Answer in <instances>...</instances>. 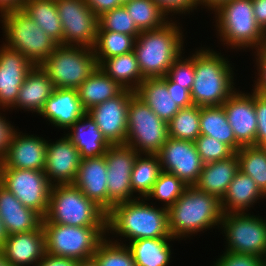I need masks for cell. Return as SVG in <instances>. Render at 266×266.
<instances>
[{
    "mask_svg": "<svg viewBox=\"0 0 266 266\" xmlns=\"http://www.w3.org/2000/svg\"><path fill=\"white\" fill-rule=\"evenodd\" d=\"M140 198L119 203L107 213V234L129 238H172L168 228V210L156 208Z\"/></svg>",
    "mask_w": 266,
    "mask_h": 266,
    "instance_id": "obj_1",
    "label": "cell"
},
{
    "mask_svg": "<svg viewBox=\"0 0 266 266\" xmlns=\"http://www.w3.org/2000/svg\"><path fill=\"white\" fill-rule=\"evenodd\" d=\"M167 210L168 228L174 239L219 227L223 215L220 200L194 186H188Z\"/></svg>",
    "mask_w": 266,
    "mask_h": 266,
    "instance_id": "obj_2",
    "label": "cell"
},
{
    "mask_svg": "<svg viewBox=\"0 0 266 266\" xmlns=\"http://www.w3.org/2000/svg\"><path fill=\"white\" fill-rule=\"evenodd\" d=\"M161 28L141 31L134 44L139 69L144 78L164 77L173 62L182 54L183 32L176 22Z\"/></svg>",
    "mask_w": 266,
    "mask_h": 266,
    "instance_id": "obj_3",
    "label": "cell"
},
{
    "mask_svg": "<svg viewBox=\"0 0 266 266\" xmlns=\"http://www.w3.org/2000/svg\"><path fill=\"white\" fill-rule=\"evenodd\" d=\"M219 54L210 48H202L195 53V78L191 98L196 106L223 105L235 92L231 64Z\"/></svg>",
    "mask_w": 266,
    "mask_h": 266,
    "instance_id": "obj_4",
    "label": "cell"
},
{
    "mask_svg": "<svg viewBox=\"0 0 266 266\" xmlns=\"http://www.w3.org/2000/svg\"><path fill=\"white\" fill-rule=\"evenodd\" d=\"M43 222L68 226H107V213L73 184L51 187Z\"/></svg>",
    "mask_w": 266,
    "mask_h": 266,
    "instance_id": "obj_5",
    "label": "cell"
},
{
    "mask_svg": "<svg viewBox=\"0 0 266 266\" xmlns=\"http://www.w3.org/2000/svg\"><path fill=\"white\" fill-rule=\"evenodd\" d=\"M213 11L217 17V32L224 44L233 49H258L265 32L256 22L252 0H225Z\"/></svg>",
    "mask_w": 266,
    "mask_h": 266,
    "instance_id": "obj_6",
    "label": "cell"
},
{
    "mask_svg": "<svg viewBox=\"0 0 266 266\" xmlns=\"http://www.w3.org/2000/svg\"><path fill=\"white\" fill-rule=\"evenodd\" d=\"M46 252L77 261L93 258L107 226H68L43 222Z\"/></svg>",
    "mask_w": 266,
    "mask_h": 266,
    "instance_id": "obj_7",
    "label": "cell"
},
{
    "mask_svg": "<svg viewBox=\"0 0 266 266\" xmlns=\"http://www.w3.org/2000/svg\"><path fill=\"white\" fill-rule=\"evenodd\" d=\"M5 35L6 47L19 51L35 66L40 65L54 51L58 44L50 38L22 10L0 15Z\"/></svg>",
    "mask_w": 266,
    "mask_h": 266,
    "instance_id": "obj_8",
    "label": "cell"
},
{
    "mask_svg": "<svg viewBox=\"0 0 266 266\" xmlns=\"http://www.w3.org/2000/svg\"><path fill=\"white\" fill-rule=\"evenodd\" d=\"M55 88L77 89L98 67L93 48L58 45L41 64Z\"/></svg>",
    "mask_w": 266,
    "mask_h": 266,
    "instance_id": "obj_9",
    "label": "cell"
},
{
    "mask_svg": "<svg viewBox=\"0 0 266 266\" xmlns=\"http://www.w3.org/2000/svg\"><path fill=\"white\" fill-rule=\"evenodd\" d=\"M168 137V123L134 94L128 107L125 144L139 154H157Z\"/></svg>",
    "mask_w": 266,
    "mask_h": 266,
    "instance_id": "obj_10",
    "label": "cell"
},
{
    "mask_svg": "<svg viewBox=\"0 0 266 266\" xmlns=\"http://www.w3.org/2000/svg\"><path fill=\"white\" fill-rule=\"evenodd\" d=\"M227 252L251 254L266 261V220L245 212L222 215Z\"/></svg>",
    "mask_w": 266,
    "mask_h": 266,
    "instance_id": "obj_11",
    "label": "cell"
},
{
    "mask_svg": "<svg viewBox=\"0 0 266 266\" xmlns=\"http://www.w3.org/2000/svg\"><path fill=\"white\" fill-rule=\"evenodd\" d=\"M0 184L24 206L46 215L52 185L44 171L0 167Z\"/></svg>",
    "mask_w": 266,
    "mask_h": 266,
    "instance_id": "obj_12",
    "label": "cell"
},
{
    "mask_svg": "<svg viewBox=\"0 0 266 266\" xmlns=\"http://www.w3.org/2000/svg\"><path fill=\"white\" fill-rule=\"evenodd\" d=\"M63 28L61 45L93 48L98 30V17L85 0H56Z\"/></svg>",
    "mask_w": 266,
    "mask_h": 266,
    "instance_id": "obj_13",
    "label": "cell"
},
{
    "mask_svg": "<svg viewBox=\"0 0 266 266\" xmlns=\"http://www.w3.org/2000/svg\"><path fill=\"white\" fill-rule=\"evenodd\" d=\"M138 152L126 144L110 145L105 159L107 164L108 212L114 205L132 201L131 172ZM134 197V198H132Z\"/></svg>",
    "mask_w": 266,
    "mask_h": 266,
    "instance_id": "obj_14",
    "label": "cell"
},
{
    "mask_svg": "<svg viewBox=\"0 0 266 266\" xmlns=\"http://www.w3.org/2000/svg\"><path fill=\"white\" fill-rule=\"evenodd\" d=\"M161 171L176 175L187 186H194L203 167L194 142L168 137L157 153Z\"/></svg>",
    "mask_w": 266,
    "mask_h": 266,
    "instance_id": "obj_15",
    "label": "cell"
},
{
    "mask_svg": "<svg viewBox=\"0 0 266 266\" xmlns=\"http://www.w3.org/2000/svg\"><path fill=\"white\" fill-rule=\"evenodd\" d=\"M135 91L124 89L119 95L95 105L87 114L95 121L110 145L125 144L130 98Z\"/></svg>",
    "mask_w": 266,
    "mask_h": 266,
    "instance_id": "obj_16",
    "label": "cell"
},
{
    "mask_svg": "<svg viewBox=\"0 0 266 266\" xmlns=\"http://www.w3.org/2000/svg\"><path fill=\"white\" fill-rule=\"evenodd\" d=\"M222 106L236 137L237 151L244 146H255L257 134L255 91L252 95L235 91Z\"/></svg>",
    "mask_w": 266,
    "mask_h": 266,
    "instance_id": "obj_17",
    "label": "cell"
},
{
    "mask_svg": "<svg viewBox=\"0 0 266 266\" xmlns=\"http://www.w3.org/2000/svg\"><path fill=\"white\" fill-rule=\"evenodd\" d=\"M2 46L0 47V108L12 109L25 77L35 65L19 51Z\"/></svg>",
    "mask_w": 266,
    "mask_h": 266,
    "instance_id": "obj_18",
    "label": "cell"
},
{
    "mask_svg": "<svg viewBox=\"0 0 266 266\" xmlns=\"http://www.w3.org/2000/svg\"><path fill=\"white\" fill-rule=\"evenodd\" d=\"M48 142L44 168L48 181L52 186L73 184L81 160L79 151L67 136Z\"/></svg>",
    "mask_w": 266,
    "mask_h": 266,
    "instance_id": "obj_19",
    "label": "cell"
},
{
    "mask_svg": "<svg viewBox=\"0 0 266 266\" xmlns=\"http://www.w3.org/2000/svg\"><path fill=\"white\" fill-rule=\"evenodd\" d=\"M21 133L14 132L0 167L44 171L47 140Z\"/></svg>",
    "mask_w": 266,
    "mask_h": 266,
    "instance_id": "obj_20",
    "label": "cell"
},
{
    "mask_svg": "<svg viewBox=\"0 0 266 266\" xmlns=\"http://www.w3.org/2000/svg\"><path fill=\"white\" fill-rule=\"evenodd\" d=\"M0 249L10 266L31 264L36 266L46 253L43 227L30 232L8 235Z\"/></svg>",
    "mask_w": 266,
    "mask_h": 266,
    "instance_id": "obj_21",
    "label": "cell"
},
{
    "mask_svg": "<svg viewBox=\"0 0 266 266\" xmlns=\"http://www.w3.org/2000/svg\"><path fill=\"white\" fill-rule=\"evenodd\" d=\"M73 185L108 213L107 164L104 155L81 159Z\"/></svg>",
    "mask_w": 266,
    "mask_h": 266,
    "instance_id": "obj_22",
    "label": "cell"
},
{
    "mask_svg": "<svg viewBox=\"0 0 266 266\" xmlns=\"http://www.w3.org/2000/svg\"><path fill=\"white\" fill-rule=\"evenodd\" d=\"M86 113L78 97L77 89L55 88L39 115L55 127L69 130Z\"/></svg>",
    "mask_w": 266,
    "mask_h": 266,
    "instance_id": "obj_23",
    "label": "cell"
},
{
    "mask_svg": "<svg viewBox=\"0 0 266 266\" xmlns=\"http://www.w3.org/2000/svg\"><path fill=\"white\" fill-rule=\"evenodd\" d=\"M0 217L8 235L37 230L43 216L24 206L10 191L0 184Z\"/></svg>",
    "mask_w": 266,
    "mask_h": 266,
    "instance_id": "obj_24",
    "label": "cell"
},
{
    "mask_svg": "<svg viewBox=\"0 0 266 266\" xmlns=\"http://www.w3.org/2000/svg\"><path fill=\"white\" fill-rule=\"evenodd\" d=\"M135 95L161 119L168 123L181 109L171 92V80L167 77L145 78Z\"/></svg>",
    "mask_w": 266,
    "mask_h": 266,
    "instance_id": "obj_25",
    "label": "cell"
},
{
    "mask_svg": "<svg viewBox=\"0 0 266 266\" xmlns=\"http://www.w3.org/2000/svg\"><path fill=\"white\" fill-rule=\"evenodd\" d=\"M238 170L236 153L229 158L204 164L194 187L221 200Z\"/></svg>",
    "mask_w": 266,
    "mask_h": 266,
    "instance_id": "obj_26",
    "label": "cell"
},
{
    "mask_svg": "<svg viewBox=\"0 0 266 266\" xmlns=\"http://www.w3.org/2000/svg\"><path fill=\"white\" fill-rule=\"evenodd\" d=\"M55 87L47 73L40 65L34 66L25 77L20 87L17 101L13 108H21L38 114L42 111L45 102L52 95ZM29 109V110H28Z\"/></svg>",
    "mask_w": 266,
    "mask_h": 266,
    "instance_id": "obj_27",
    "label": "cell"
},
{
    "mask_svg": "<svg viewBox=\"0 0 266 266\" xmlns=\"http://www.w3.org/2000/svg\"><path fill=\"white\" fill-rule=\"evenodd\" d=\"M66 136L79 151L81 159L106 154L110 144L106 141L95 121L87 113L77 120Z\"/></svg>",
    "mask_w": 266,
    "mask_h": 266,
    "instance_id": "obj_28",
    "label": "cell"
},
{
    "mask_svg": "<svg viewBox=\"0 0 266 266\" xmlns=\"http://www.w3.org/2000/svg\"><path fill=\"white\" fill-rule=\"evenodd\" d=\"M264 195L252 177L238 170L225 195L220 200L222 213L245 212L257 200L265 198Z\"/></svg>",
    "mask_w": 266,
    "mask_h": 266,
    "instance_id": "obj_29",
    "label": "cell"
},
{
    "mask_svg": "<svg viewBox=\"0 0 266 266\" xmlns=\"http://www.w3.org/2000/svg\"><path fill=\"white\" fill-rule=\"evenodd\" d=\"M125 88L99 67L77 88L83 108L88 111L108 99L119 95Z\"/></svg>",
    "mask_w": 266,
    "mask_h": 266,
    "instance_id": "obj_30",
    "label": "cell"
},
{
    "mask_svg": "<svg viewBox=\"0 0 266 266\" xmlns=\"http://www.w3.org/2000/svg\"><path fill=\"white\" fill-rule=\"evenodd\" d=\"M98 67L123 88L135 91L145 79L134 51L104 59Z\"/></svg>",
    "mask_w": 266,
    "mask_h": 266,
    "instance_id": "obj_31",
    "label": "cell"
},
{
    "mask_svg": "<svg viewBox=\"0 0 266 266\" xmlns=\"http://www.w3.org/2000/svg\"><path fill=\"white\" fill-rule=\"evenodd\" d=\"M22 11L58 45L63 39V28L58 14L56 0H26Z\"/></svg>",
    "mask_w": 266,
    "mask_h": 266,
    "instance_id": "obj_32",
    "label": "cell"
},
{
    "mask_svg": "<svg viewBox=\"0 0 266 266\" xmlns=\"http://www.w3.org/2000/svg\"><path fill=\"white\" fill-rule=\"evenodd\" d=\"M174 238H145L129 242L127 246L136 266H167L171 258L168 241Z\"/></svg>",
    "mask_w": 266,
    "mask_h": 266,
    "instance_id": "obj_33",
    "label": "cell"
},
{
    "mask_svg": "<svg viewBox=\"0 0 266 266\" xmlns=\"http://www.w3.org/2000/svg\"><path fill=\"white\" fill-rule=\"evenodd\" d=\"M200 132L216 138L237 152V140L222 105L200 107Z\"/></svg>",
    "mask_w": 266,
    "mask_h": 266,
    "instance_id": "obj_34",
    "label": "cell"
},
{
    "mask_svg": "<svg viewBox=\"0 0 266 266\" xmlns=\"http://www.w3.org/2000/svg\"><path fill=\"white\" fill-rule=\"evenodd\" d=\"M136 157L131 172V187L133 193H139V198H146L152 191L154 183L161 172V165L157 154H144Z\"/></svg>",
    "mask_w": 266,
    "mask_h": 266,
    "instance_id": "obj_35",
    "label": "cell"
},
{
    "mask_svg": "<svg viewBox=\"0 0 266 266\" xmlns=\"http://www.w3.org/2000/svg\"><path fill=\"white\" fill-rule=\"evenodd\" d=\"M123 5L140 31L161 28L169 22L167 14L153 0H130Z\"/></svg>",
    "mask_w": 266,
    "mask_h": 266,
    "instance_id": "obj_36",
    "label": "cell"
},
{
    "mask_svg": "<svg viewBox=\"0 0 266 266\" xmlns=\"http://www.w3.org/2000/svg\"><path fill=\"white\" fill-rule=\"evenodd\" d=\"M136 38L131 35L114 31H97L93 46L97 65L104 59L130 53L134 50Z\"/></svg>",
    "mask_w": 266,
    "mask_h": 266,
    "instance_id": "obj_37",
    "label": "cell"
},
{
    "mask_svg": "<svg viewBox=\"0 0 266 266\" xmlns=\"http://www.w3.org/2000/svg\"><path fill=\"white\" fill-rule=\"evenodd\" d=\"M236 155L239 170L252 177L259 189L266 193V149L263 146L241 147Z\"/></svg>",
    "mask_w": 266,
    "mask_h": 266,
    "instance_id": "obj_38",
    "label": "cell"
},
{
    "mask_svg": "<svg viewBox=\"0 0 266 266\" xmlns=\"http://www.w3.org/2000/svg\"><path fill=\"white\" fill-rule=\"evenodd\" d=\"M200 132V106L181 108L168 122V136L194 142Z\"/></svg>",
    "mask_w": 266,
    "mask_h": 266,
    "instance_id": "obj_39",
    "label": "cell"
},
{
    "mask_svg": "<svg viewBox=\"0 0 266 266\" xmlns=\"http://www.w3.org/2000/svg\"><path fill=\"white\" fill-rule=\"evenodd\" d=\"M106 238L100 242L93 256L99 266H136L127 245Z\"/></svg>",
    "mask_w": 266,
    "mask_h": 266,
    "instance_id": "obj_40",
    "label": "cell"
},
{
    "mask_svg": "<svg viewBox=\"0 0 266 266\" xmlns=\"http://www.w3.org/2000/svg\"><path fill=\"white\" fill-rule=\"evenodd\" d=\"M187 187L176 175L161 171L152 191L145 200L147 201L148 199L149 201L153 197L161 202L163 201L165 203L163 207L168 209L184 193Z\"/></svg>",
    "mask_w": 266,
    "mask_h": 266,
    "instance_id": "obj_41",
    "label": "cell"
},
{
    "mask_svg": "<svg viewBox=\"0 0 266 266\" xmlns=\"http://www.w3.org/2000/svg\"><path fill=\"white\" fill-rule=\"evenodd\" d=\"M98 25L97 31H114L131 35L135 38H137L141 32L131 19L130 14L123 4L99 16Z\"/></svg>",
    "mask_w": 266,
    "mask_h": 266,
    "instance_id": "obj_42",
    "label": "cell"
},
{
    "mask_svg": "<svg viewBox=\"0 0 266 266\" xmlns=\"http://www.w3.org/2000/svg\"><path fill=\"white\" fill-rule=\"evenodd\" d=\"M194 144L203 164L229 158L235 153L227 144L203 134L194 141Z\"/></svg>",
    "mask_w": 266,
    "mask_h": 266,
    "instance_id": "obj_43",
    "label": "cell"
},
{
    "mask_svg": "<svg viewBox=\"0 0 266 266\" xmlns=\"http://www.w3.org/2000/svg\"><path fill=\"white\" fill-rule=\"evenodd\" d=\"M181 55L173 62L169 68L167 77L184 88L191 91L195 78V54L183 59ZM183 59V60H181Z\"/></svg>",
    "mask_w": 266,
    "mask_h": 266,
    "instance_id": "obj_44",
    "label": "cell"
},
{
    "mask_svg": "<svg viewBox=\"0 0 266 266\" xmlns=\"http://www.w3.org/2000/svg\"><path fill=\"white\" fill-rule=\"evenodd\" d=\"M213 266H264L265 260L251 254H237L225 251Z\"/></svg>",
    "mask_w": 266,
    "mask_h": 266,
    "instance_id": "obj_45",
    "label": "cell"
},
{
    "mask_svg": "<svg viewBox=\"0 0 266 266\" xmlns=\"http://www.w3.org/2000/svg\"><path fill=\"white\" fill-rule=\"evenodd\" d=\"M255 112L257 116V134L255 146L266 145V96L255 92Z\"/></svg>",
    "mask_w": 266,
    "mask_h": 266,
    "instance_id": "obj_46",
    "label": "cell"
},
{
    "mask_svg": "<svg viewBox=\"0 0 266 266\" xmlns=\"http://www.w3.org/2000/svg\"><path fill=\"white\" fill-rule=\"evenodd\" d=\"M153 1L156 2L167 15H169L172 12L173 14L175 13L184 14L185 12L190 13V11L198 7L196 0H153Z\"/></svg>",
    "mask_w": 266,
    "mask_h": 266,
    "instance_id": "obj_47",
    "label": "cell"
},
{
    "mask_svg": "<svg viewBox=\"0 0 266 266\" xmlns=\"http://www.w3.org/2000/svg\"><path fill=\"white\" fill-rule=\"evenodd\" d=\"M16 129L0 115V161L5 156Z\"/></svg>",
    "mask_w": 266,
    "mask_h": 266,
    "instance_id": "obj_48",
    "label": "cell"
},
{
    "mask_svg": "<svg viewBox=\"0 0 266 266\" xmlns=\"http://www.w3.org/2000/svg\"><path fill=\"white\" fill-rule=\"evenodd\" d=\"M171 92L176 104L180 108H187L193 106L191 91L171 81Z\"/></svg>",
    "mask_w": 266,
    "mask_h": 266,
    "instance_id": "obj_49",
    "label": "cell"
},
{
    "mask_svg": "<svg viewBox=\"0 0 266 266\" xmlns=\"http://www.w3.org/2000/svg\"><path fill=\"white\" fill-rule=\"evenodd\" d=\"M85 2L97 17L122 5L120 0H85Z\"/></svg>",
    "mask_w": 266,
    "mask_h": 266,
    "instance_id": "obj_50",
    "label": "cell"
},
{
    "mask_svg": "<svg viewBox=\"0 0 266 266\" xmlns=\"http://www.w3.org/2000/svg\"><path fill=\"white\" fill-rule=\"evenodd\" d=\"M77 262L73 258L56 256L46 252L36 266H76Z\"/></svg>",
    "mask_w": 266,
    "mask_h": 266,
    "instance_id": "obj_51",
    "label": "cell"
},
{
    "mask_svg": "<svg viewBox=\"0 0 266 266\" xmlns=\"http://www.w3.org/2000/svg\"><path fill=\"white\" fill-rule=\"evenodd\" d=\"M252 6L257 24L266 33V0H252Z\"/></svg>",
    "mask_w": 266,
    "mask_h": 266,
    "instance_id": "obj_52",
    "label": "cell"
},
{
    "mask_svg": "<svg viewBox=\"0 0 266 266\" xmlns=\"http://www.w3.org/2000/svg\"><path fill=\"white\" fill-rule=\"evenodd\" d=\"M258 71V79L255 82V91L257 94L266 96V63H256Z\"/></svg>",
    "mask_w": 266,
    "mask_h": 266,
    "instance_id": "obj_53",
    "label": "cell"
},
{
    "mask_svg": "<svg viewBox=\"0 0 266 266\" xmlns=\"http://www.w3.org/2000/svg\"><path fill=\"white\" fill-rule=\"evenodd\" d=\"M26 0H0V13L22 10Z\"/></svg>",
    "mask_w": 266,
    "mask_h": 266,
    "instance_id": "obj_54",
    "label": "cell"
},
{
    "mask_svg": "<svg viewBox=\"0 0 266 266\" xmlns=\"http://www.w3.org/2000/svg\"><path fill=\"white\" fill-rule=\"evenodd\" d=\"M256 52L257 63H266V33Z\"/></svg>",
    "mask_w": 266,
    "mask_h": 266,
    "instance_id": "obj_55",
    "label": "cell"
},
{
    "mask_svg": "<svg viewBox=\"0 0 266 266\" xmlns=\"http://www.w3.org/2000/svg\"><path fill=\"white\" fill-rule=\"evenodd\" d=\"M222 1L225 0H196L198 5L206 6L211 10H214Z\"/></svg>",
    "mask_w": 266,
    "mask_h": 266,
    "instance_id": "obj_56",
    "label": "cell"
},
{
    "mask_svg": "<svg viewBox=\"0 0 266 266\" xmlns=\"http://www.w3.org/2000/svg\"><path fill=\"white\" fill-rule=\"evenodd\" d=\"M8 234L4 227V223L0 217V248L5 244V240L7 239Z\"/></svg>",
    "mask_w": 266,
    "mask_h": 266,
    "instance_id": "obj_57",
    "label": "cell"
},
{
    "mask_svg": "<svg viewBox=\"0 0 266 266\" xmlns=\"http://www.w3.org/2000/svg\"><path fill=\"white\" fill-rule=\"evenodd\" d=\"M76 266H99L94 258L80 260L76 263Z\"/></svg>",
    "mask_w": 266,
    "mask_h": 266,
    "instance_id": "obj_58",
    "label": "cell"
},
{
    "mask_svg": "<svg viewBox=\"0 0 266 266\" xmlns=\"http://www.w3.org/2000/svg\"><path fill=\"white\" fill-rule=\"evenodd\" d=\"M0 266H10V264L6 261L1 249H0Z\"/></svg>",
    "mask_w": 266,
    "mask_h": 266,
    "instance_id": "obj_59",
    "label": "cell"
},
{
    "mask_svg": "<svg viewBox=\"0 0 266 266\" xmlns=\"http://www.w3.org/2000/svg\"><path fill=\"white\" fill-rule=\"evenodd\" d=\"M130 0H120L121 4H124L126 2H129Z\"/></svg>",
    "mask_w": 266,
    "mask_h": 266,
    "instance_id": "obj_60",
    "label": "cell"
}]
</instances>
